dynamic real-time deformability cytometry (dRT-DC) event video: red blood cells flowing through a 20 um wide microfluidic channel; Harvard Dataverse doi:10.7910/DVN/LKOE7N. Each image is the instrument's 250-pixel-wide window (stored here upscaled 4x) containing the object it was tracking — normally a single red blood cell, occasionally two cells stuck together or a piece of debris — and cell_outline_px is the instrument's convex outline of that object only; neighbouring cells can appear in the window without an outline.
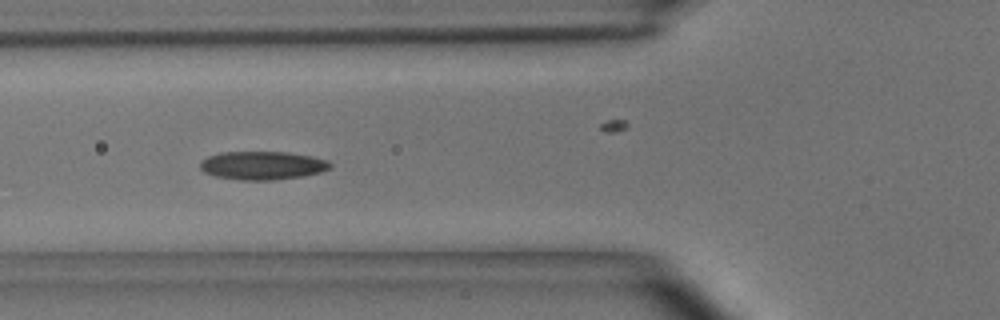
{"species": "common noctule bat (a hibernating species)", "species_latin": "Nyctalus noctula", "temperature_condition": "room temperature", "stored_images_in_passage": 5, "camera_frame_rate_fps": 3000, "um_per_image_px": 0.085, "animal": {"sex": "male", "body_mass_g": 15.6}, "frame": {"image": 1, "passage_image": 5, "time_ms": 1.333, "image_size_px": [1000, 320], "cell_outline_px": [[332, 168], [320, 172], [304, 176], [276, 180], [240, 180], [216, 176], [204, 172], [200, 168], [200, 164], [208, 156], [220, 152], [288, 152], [312, 156], [328, 160], [332, 164]], "centroid_in_image_um": [22.35, 14.06], "position_along_channel_um": 103.4, "area_um2": 21.62}}